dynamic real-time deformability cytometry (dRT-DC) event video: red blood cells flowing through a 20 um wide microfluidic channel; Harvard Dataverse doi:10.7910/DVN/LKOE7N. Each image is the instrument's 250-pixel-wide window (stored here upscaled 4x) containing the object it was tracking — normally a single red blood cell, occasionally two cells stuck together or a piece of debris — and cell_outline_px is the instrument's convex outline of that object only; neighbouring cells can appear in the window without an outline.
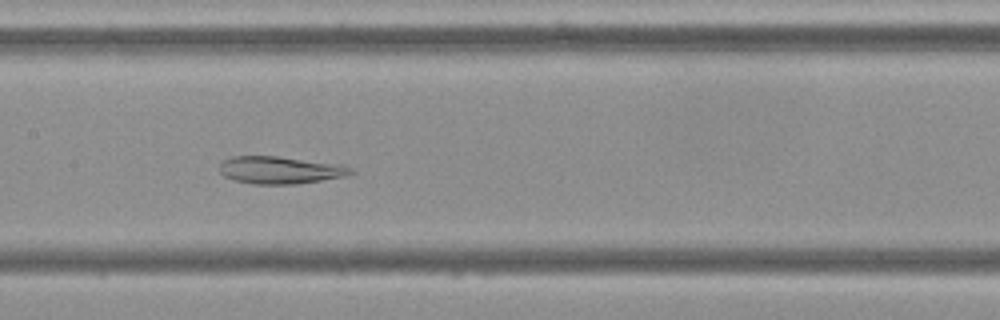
{"species": "Egyptian fruit bat (a non-hibernating species)", "species_latin": "Rousettus aegyptiacus", "temperature_condition": "cold", "stored_images_in_passage": 52, "camera_frame_rate_fps": 3000, "um_per_image_px": 0.085, "frame": {"image": 1, "passage_image": 24, "time_ms": 7.667, "image_size_px": [1000, 320], "cell_outline_px": [[356, 172], [344, 176], [296, 184], [252, 184], [232, 180], [224, 176], [220, 172], [220, 164], [224, 160], [232, 156], [276, 156], [344, 164], [352, 168]], "centroid_in_image_um": [23.82, 14.45], "position_along_channel_um": 183.6, "area_um2": 21.1}}
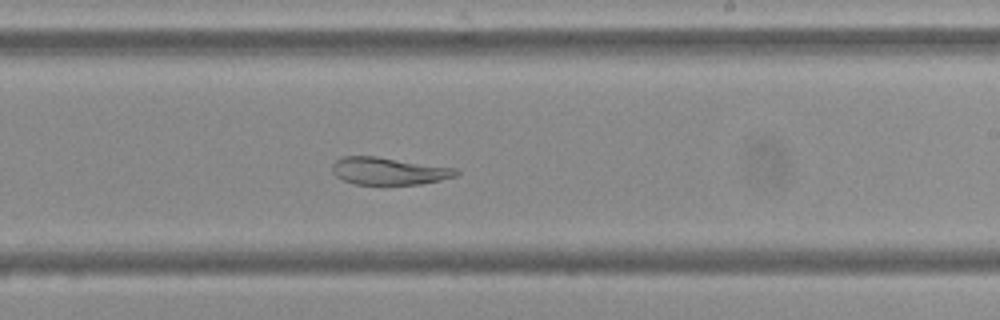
{"frame": {"image": 2, "passage_image": 30, "time_ms": 9.667, "image_size_px": [1000, 320], "cell_outline_px": [[460, 172], [456, 176], [440, 180], [420, 184], [352, 184], [336, 176], [332, 172], [332, 164], [336, 160], [344, 156], [376, 156], [456, 168]], "centroid_in_image_um": [33.03, 14.53], "position_along_channel_um": 256.0, "area_um2": 19.71}}
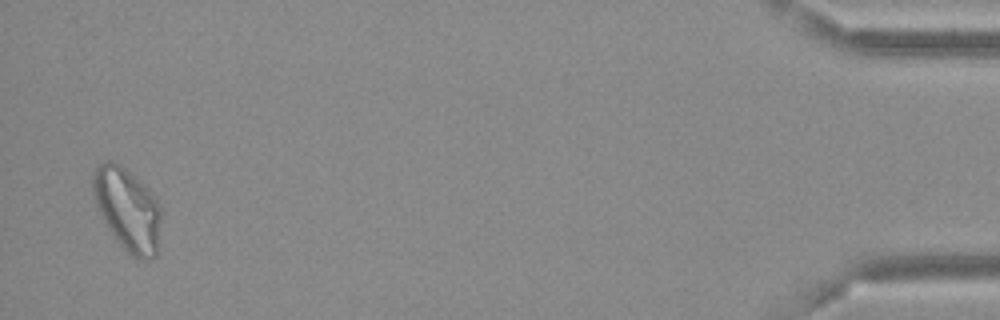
{"frame": {"image": 3, "passage_image": 51, "time_ms": 16.667, "image_size_px": [1000, 320], "cell_outline_px": [[160, 220], [156, 256], [148, 260], [140, 260], [132, 256], [116, 240], [108, 228], [96, 204], [92, 192], [92, 168], [104, 160], [112, 160], [120, 164], [136, 176], [148, 188], [160, 204]], "centroid_in_image_um": [10.81, 17.74], "position_along_channel_um": 424.4, "area_um2": 33.12}, "authors_computed_cell_mechanics": {"area_um2": 27.6573, "velocity_mm_per_s": 3.6266, "shape_relaxation_time_tau1_ms": null, "shape_relaxation_time_tau2_ms": 3.1659, "deformation_change_tau1": null, "deformation_change_tau2": 0.058}}